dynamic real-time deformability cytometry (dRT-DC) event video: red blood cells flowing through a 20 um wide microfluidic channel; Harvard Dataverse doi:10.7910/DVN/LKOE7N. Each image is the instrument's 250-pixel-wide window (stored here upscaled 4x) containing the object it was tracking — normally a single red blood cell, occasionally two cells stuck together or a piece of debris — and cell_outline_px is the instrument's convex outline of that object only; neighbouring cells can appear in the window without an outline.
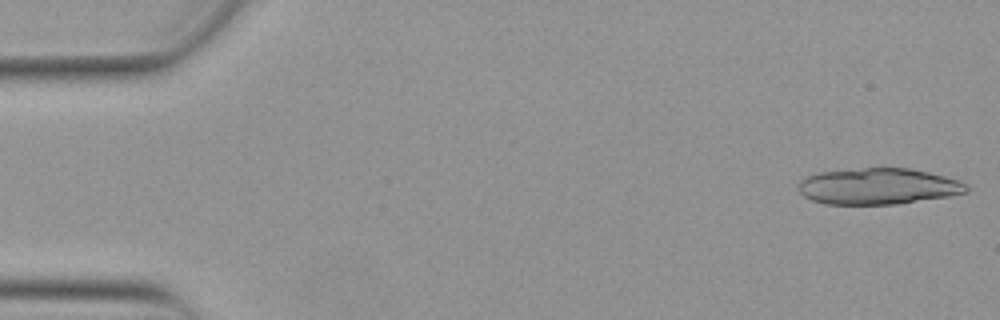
{"species": "Egyptian fruit bat (a non-hibernating species)", "species_latin": "Rousettus aegyptiacus", "temperature_condition": "warm", "stored_images_in_passage": 27, "camera_frame_rate_fps": 3000, "um_per_image_px": 0.085, "animal": {"sex": "female"}, "frame": {"image": 1, "passage_image": 1, "time_ms": 0.0, "image_size_px": [1000, 320], "cell_outline_px": [[968, 192], [948, 196], [896, 204], [824, 204], [812, 200], [804, 196], [800, 192], [800, 180], [804, 176], [820, 172], [864, 168], [908, 168], [928, 172], [960, 180], [968, 184]], "centroid_in_image_um": [74.65, 15.83], "position_along_channel_um": 10.3, "area_um2": 35.37}}